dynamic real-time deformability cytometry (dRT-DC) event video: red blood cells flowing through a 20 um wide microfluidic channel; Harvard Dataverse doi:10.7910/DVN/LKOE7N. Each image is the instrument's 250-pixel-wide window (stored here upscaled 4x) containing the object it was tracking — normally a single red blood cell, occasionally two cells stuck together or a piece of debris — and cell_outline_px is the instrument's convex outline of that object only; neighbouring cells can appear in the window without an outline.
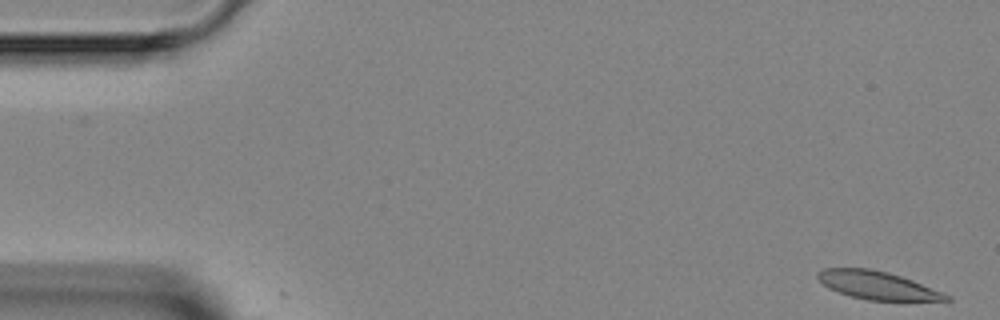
{"species": "Egyptian fruit bat (a non-hibernating species)", "species_latin": "Rousettus aegyptiacus", "temperature_condition": "room temperature", "stored_images_in_passage": 6, "camera_frame_rate_fps": 3000, "um_per_image_px": 0.085, "animal": {"sex": "female"}, "frame": {"image": 1, "passage_image": 1, "time_ms": 0.0, "image_size_px": [1000, 320], "cell_outline_px": [[952, 300], [868, 300], [852, 296], [828, 288], [816, 276], [816, 272], [824, 268], [872, 268], [888, 272], [912, 280], [944, 292], [952, 296]], "centroid_in_image_um": [74.59, 24.24], "position_along_channel_um": 10.4, "area_um2": 20.87}}
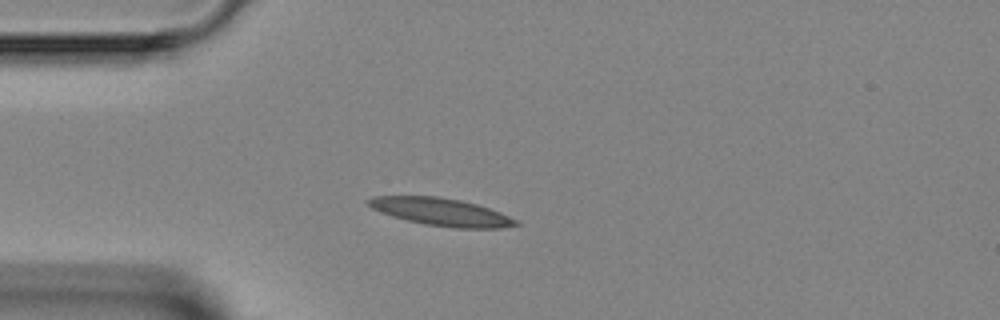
{"frame": {"image": 2, "passage_image": 4, "time_ms": 3.667, "image_size_px": [1000, 320], "cell_outline_px": [[520, 224], [500, 228], [456, 228], [424, 224], [392, 216], [380, 212], [372, 208], [364, 200], [372, 196], [436, 196], [460, 200], [476, 204], [500, 212], [520, 220]], "centroid_in_image_um": [37.5, 18.01], "position_along_channel_um": 47.5, "area_um2": 23.7}}
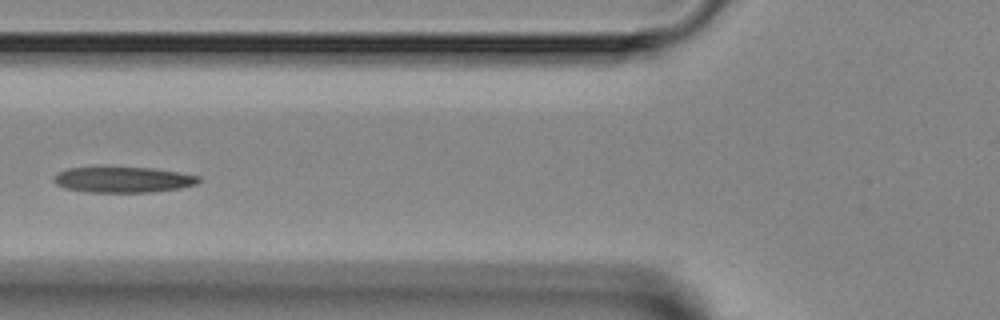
{"frame": {"image": 3, "passage_image": 6, "time_ms": 5.667, "image_size_px": [1000, 320], "cell_outline_px": [[200, 180], [196, 184], [180, 188], [152, 192], [88, 192], [64, 188], [56, 184], [52, 180], [52, 176], [56, 172], [68, 168], [104, 164], [108, 164], [152, 168], [180, 172], [200, 176]], "centroid_in_image_um": [10.37, 15.22], "position_along_channel_um": 115.4, "area_um2": 22.95}}